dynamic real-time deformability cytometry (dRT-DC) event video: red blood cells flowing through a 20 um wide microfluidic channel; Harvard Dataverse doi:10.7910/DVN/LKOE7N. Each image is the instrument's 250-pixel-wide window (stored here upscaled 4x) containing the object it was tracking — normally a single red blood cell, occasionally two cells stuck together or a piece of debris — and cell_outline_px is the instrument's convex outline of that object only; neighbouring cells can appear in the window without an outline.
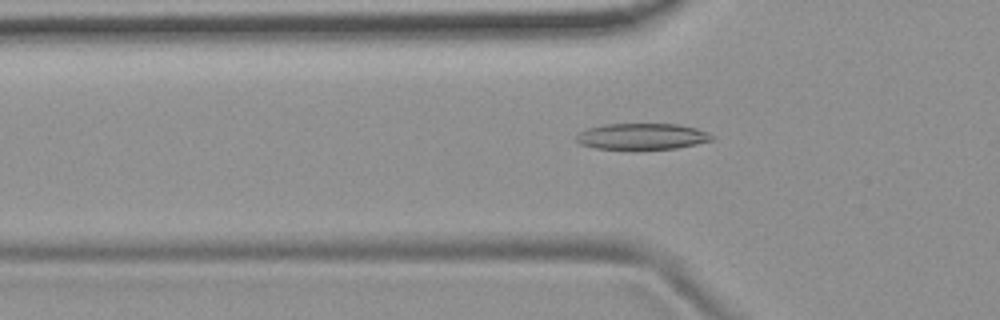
{"species": "common noctule bat (a hibernating species)", "species_latin": "Nyctalus noctula", "temperature_condition": "room temperature", "stored_images_in_passage": 53, "camera_frame_rate_fps": 3000, "um_per_image_px": 0.085, "animal": {"sex": "female", "body_mass_g": 19.9}, "frame": {"image": 1, "passage_image": 17, "time_ms": 5.333, "image_size_px": [1000, 320], "cell_outline_px": [[716, 136], [712, 140], [696, 144], [676, 148], [596, 148], [580, 144], [576, 140], [576, 136], [580, 132], [588, 128], [604, 124], [680, 124], [696, 128], [708, 132]], "centroid_in_image_um": [54.61, 11.57], "position_along_channel_um": 71.2, "area_um2": 20.4}}
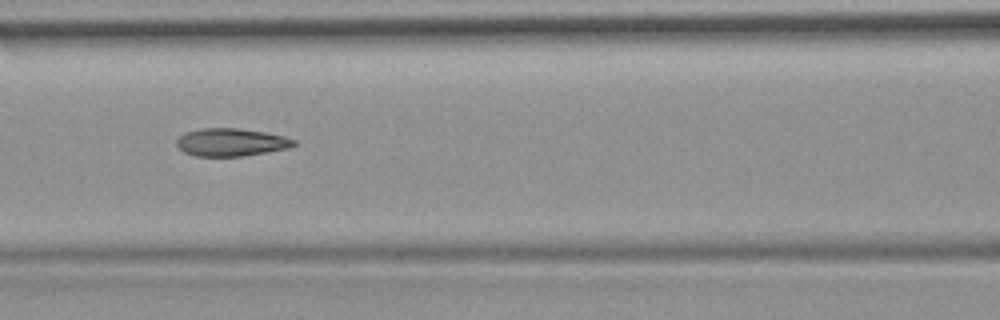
{"frame": {"image": 2, "passage_image": 23, "time_ms": 7.333, "image_size_px": [1000, 320], "cell_outline_px": [[296, 144], [288, 148], [268, 152], [244, 156], [196, 156], [184, 152], [176, 144], [176, 140], [184, 132], [200, 128], [236, 128], [264, 132], [284, 136], [296, 140]], "centroid_in_image_um": [19.63, 12.09], "position_along_channel_um": 147.0, "area_um2": 19.02}}
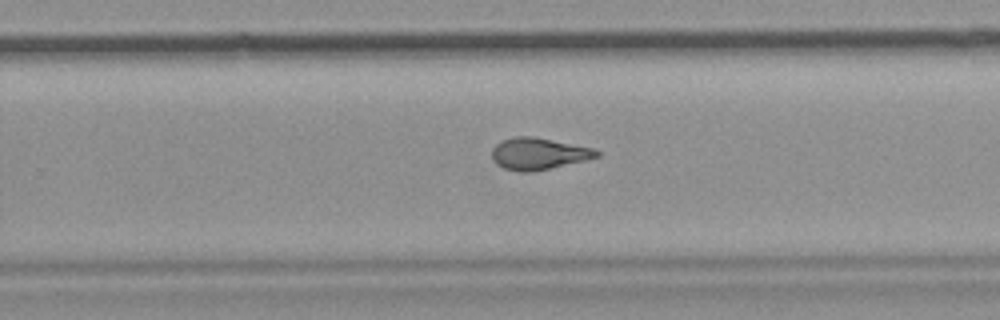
{"frame": {"image": 3, "passage_image": 34, "time_ms": 11.0, "image_size_px": [1000, 320], "cell_outline_px": [[600, 156], [552, 168], [528, 172], [520, 172], [504, 168], [496, 164], [492, 160], [492, 148], [496, 144], [504, 140], [516, 136], [532, 136], [592, 148], [600, 152]], "centroid_in_image_um": [45.74, 13.07], "position_along_channel_um": 284.1, "area_um2": 19.19}, "authors_computed_cell_mechanics": {"area_um2": 19.7098, "velocity_mm_per_s": 3.7563, "shape_relaxation_time_tau1_ms": 9.474, "shape_relaxation_time_tau2_ms": 1.6607, "deformation_change_tau1": 0.2344, "deformation_change_tau2": 0.091}}